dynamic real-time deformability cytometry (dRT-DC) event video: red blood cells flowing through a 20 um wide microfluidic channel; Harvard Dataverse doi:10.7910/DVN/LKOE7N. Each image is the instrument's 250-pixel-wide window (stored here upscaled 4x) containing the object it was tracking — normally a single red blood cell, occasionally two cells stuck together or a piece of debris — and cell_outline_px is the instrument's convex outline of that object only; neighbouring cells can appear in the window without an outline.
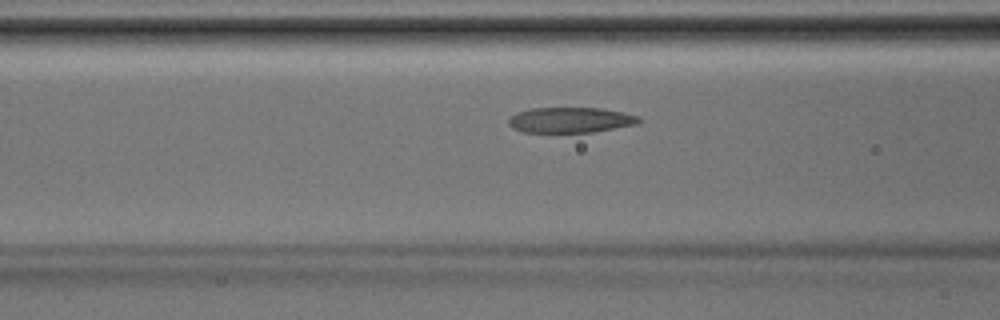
{"species": "Egyptian fruit bat (a non-hibernating species)", "species_latin": "Rousettus aegyptiacus", "temperature_condition": "room temperature", "stored_images_in_passage": 30, "camera_frame_rate_fps": 3000, "um_per_image_px": 0.085, "animal": {"sex": "male"}, "frame": {"image": 1, "passage_image": 10, "time_ms": 3.0, "image_size_px": [1000, 320], "cell_outline_px": [[640, 120], [636, 124], [592, 132], [520, 132], [512, 128], [508, 124], [508, 116], [516, 112], [532, 108], [600, 108], [624, 112], [640, 116]], "centroid_in_image_um": [48.43, 10.19], "position_along_channel_um": 118.2, "area_um2": 19.42}}
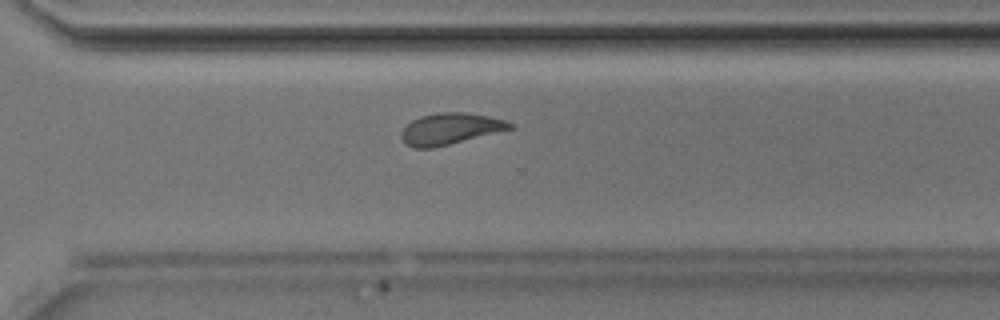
{"frame": {"image": 2, "passage_image": 23, "time_ms": 7.333, "image_size_px": [1000, 320], "cell_outline_px": [[516, 128], [432, 148], [412, 148], [404, 144], [400, 136], [400, 132], [412, 120], [420, 116], [436, 112], [464, 112], [488, 116], [504, 120], [512, 124]], "centroid_in_image_um": [38.24, 10.95], "position_along_channel_um": 332.4, "area_um2": 19.94}}
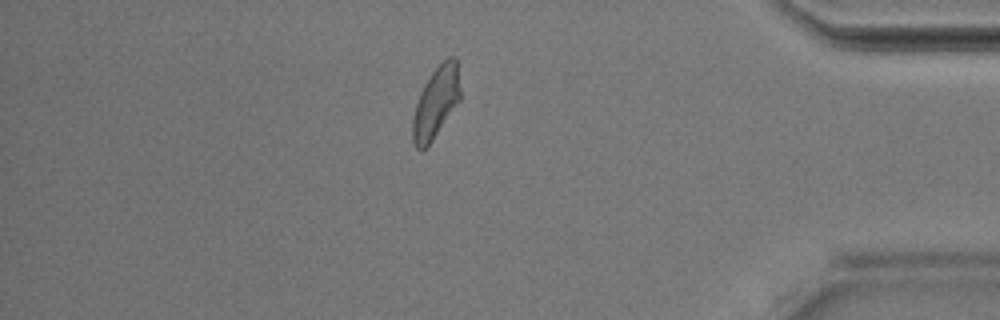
{"frame": {"image": 3, "passage_image": 29, "time_ms": 9.333, "image_size_px": [1000, 320], "cell_outline_px": [[460, 100], [432, 140], [420, 152], [416, 148], [412, 140], [412, 120], [416, 104], [420, 92], [424, 84], [432, 72], [448, 56], [456, 56], [460, 88]], "centroid_in_image_um": [37.04, 8.7], "position_along_channel_um": 398.2, "area_um2": 19.59}}